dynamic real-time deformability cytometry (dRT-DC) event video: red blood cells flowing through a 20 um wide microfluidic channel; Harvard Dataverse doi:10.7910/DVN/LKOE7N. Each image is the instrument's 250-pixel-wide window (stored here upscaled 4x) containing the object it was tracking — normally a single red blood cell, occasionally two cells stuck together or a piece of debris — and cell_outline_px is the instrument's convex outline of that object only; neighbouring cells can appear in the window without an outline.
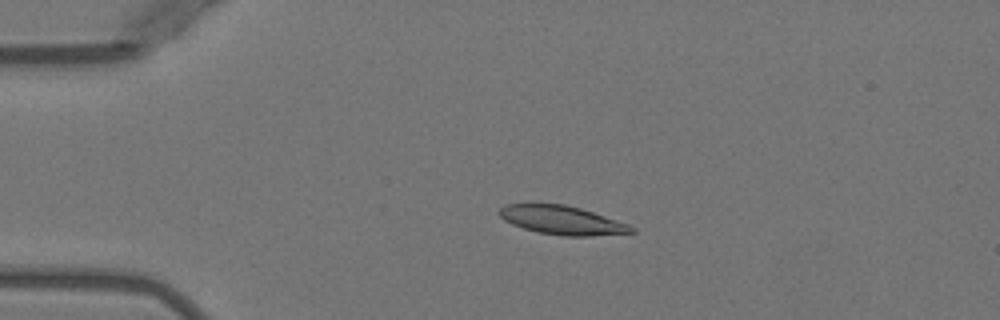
{"species": "Egyptian fruit bat (a non-hibernating species)", "species_latin": "Rousettus aegyptiacus", "temperature_condition": "warm", "stored_images_in_passage": 5, "camera_frame_rate_fps": 3000, "um_per_image_px": 0.085, "animal": {"sex": "female"}, "frame": {"image": 1, "passage_image": 4, "time_ms": 3.667, "image_size_px": [1000, 320], "cell_outline_px": [[636, 232], [592, 236], [564, 236], [540, 232], [524, 228], [512, 224], [504, 220], [496, 212], [504, 204], [532, 200], [564, 204], [580, 208], [628, 224], [636, 228]], "centroid_in_image_um": [47.67, 18.66], "position_along_channel_um": 37.3, "area_um2": 22.83}}